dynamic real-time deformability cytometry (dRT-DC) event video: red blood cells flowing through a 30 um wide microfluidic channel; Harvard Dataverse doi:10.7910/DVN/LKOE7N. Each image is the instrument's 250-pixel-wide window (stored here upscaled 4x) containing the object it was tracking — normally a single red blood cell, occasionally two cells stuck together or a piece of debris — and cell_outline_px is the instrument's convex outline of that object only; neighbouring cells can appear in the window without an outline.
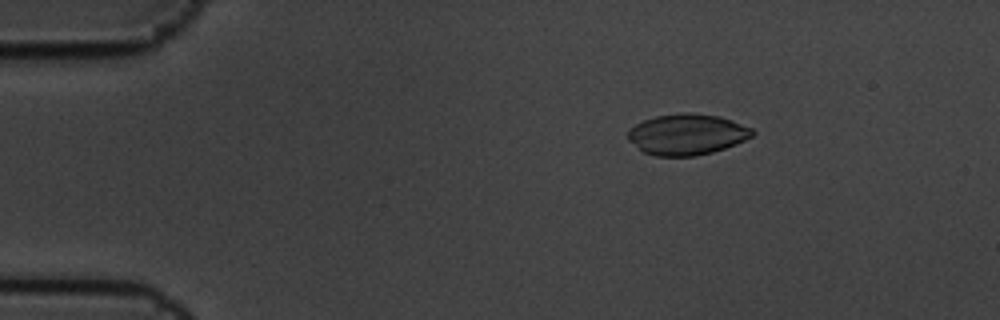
{"species": "common noctule bat (a hibernating species)", "species_latin": "Nyctalus noctula", "temperature_condition": "cold", "stored_images_in_passage": 5, "camera_frame_rate_fps": 3000, "um_per_image_px": 0.085, "animal": {"sex": "male", "body_mass_g": 19.5, "forearm_length_mm": 54.6}, "frame": {"image": 1, "passage_image": 3, "time_ms": 0.667, "image_size_px": [1000, 320], "cell_outline_px": [[756, 132], [752, 136], [736, 144], [712, 152], [696, 156], [656, 156], [644, 152], [628, 140], [628, 128], [644, 120], [656, 116], [688, 112], [720, 116], [732, 120], [752, 128]], "centroid_in_image_um": [58.4, 11.42], "position_along_channel_um": 26.6, "area_um2": 29.65}}